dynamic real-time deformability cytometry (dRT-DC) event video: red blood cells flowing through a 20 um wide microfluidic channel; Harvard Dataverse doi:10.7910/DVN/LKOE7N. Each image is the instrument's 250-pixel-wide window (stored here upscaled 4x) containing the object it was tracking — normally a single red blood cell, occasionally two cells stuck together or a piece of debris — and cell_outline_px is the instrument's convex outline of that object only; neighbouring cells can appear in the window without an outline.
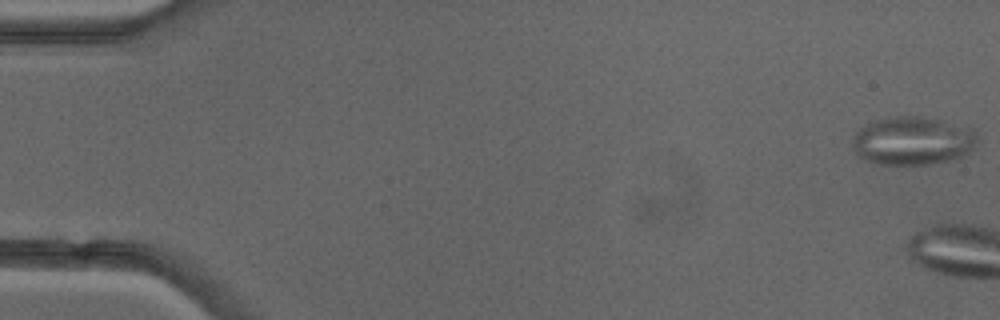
{"species": "common noctule bat (a hibernating species)", "species_latin": "Nyctalus noctula", "temperature_condition": "cold", "stored_images_in_passage": 4, "camera_frame_rate_fps": 3000, "um_per_image_px": 0.085, "animal": {"sex": "female"}, "frame": {"image": 1, "passage_image": 1, "time_ms": 0.0, "image_size_px": [1000, 320], "cell_outline_px": [[976, 140], [972, 148], [960, 160], [928, 164], [876, 164], [864, 160], [852, 148], [852, 136], [864, 124], [872, 120], [888, 116], [920, 116], [968, 124], [976, 128]], "centroid_in_image_um": [77.61, 11.94], "position_along_channel_um": 7.4, "area_um2": 36.3}}